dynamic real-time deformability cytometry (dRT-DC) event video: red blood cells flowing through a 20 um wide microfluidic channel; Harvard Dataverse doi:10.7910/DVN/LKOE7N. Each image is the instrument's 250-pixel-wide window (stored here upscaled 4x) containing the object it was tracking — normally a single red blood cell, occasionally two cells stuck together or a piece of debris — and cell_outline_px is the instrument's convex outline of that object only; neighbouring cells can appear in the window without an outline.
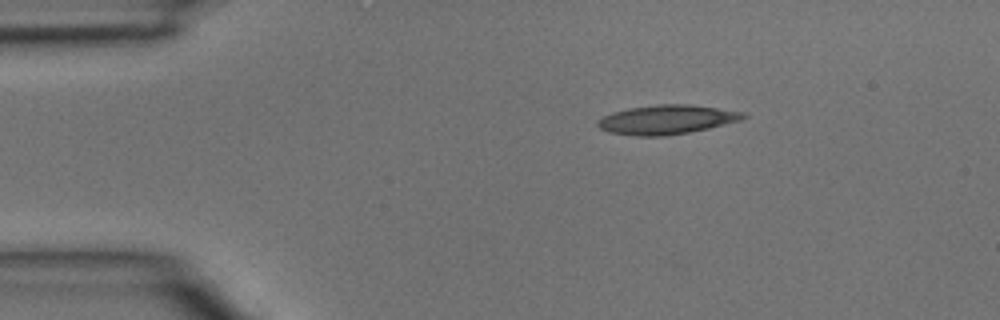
{"species": "common noctule bat (a hibernating species)", "species_latin": "Nyctalus noctula", "temperature_condition": "room temperature", "stored_images_in_passage": 2, "camera_frame_rate_fps": 3000, "um_per_image_px": 0.085, "animal": {"sex": "male", "body_mass_g": 15.6}, "frame": {"image": 1, "passage_image": 1, "time_ms": 0.0, "image_size_px": [1000, 320], "cell_outline_px": [[748, 116], [740, 120], [708, 128], [688, 132], [664, 136], [636, 136], [608, 132], [600, 128], [596, 124], [596, 120], [612, 112], [628, 108], [656, 104], [688, 104], [744, 112]], "centroid_in_image_um": [56.62, 10.16], "position_along_channel_um": 28.4, "area_um2": 24.68}}